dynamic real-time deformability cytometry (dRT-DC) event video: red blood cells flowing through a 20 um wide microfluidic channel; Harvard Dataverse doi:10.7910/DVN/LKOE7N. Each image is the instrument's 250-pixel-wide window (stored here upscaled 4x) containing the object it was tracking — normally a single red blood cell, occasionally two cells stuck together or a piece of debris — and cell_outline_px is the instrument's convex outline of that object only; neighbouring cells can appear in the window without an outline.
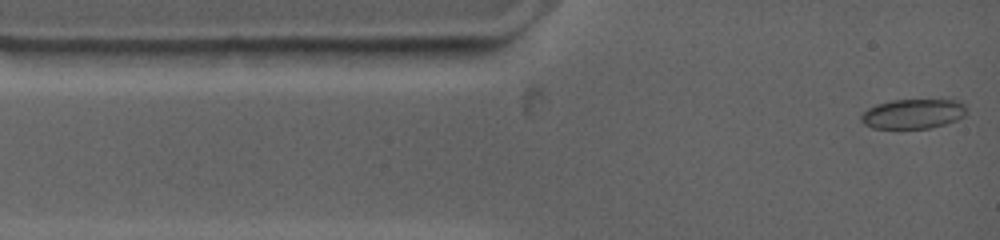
{"species": "common noctule bat (a hibernating species)", "species_latin": "Nyctalus noctula", "temperature_condition": "warm", "stored_images_in_passage": 4, "camera_frame_rate_fps": 4500, "um_per_image_px": 0.085, "animal": {"sex": "female", "body_mass_g": 19.0, "forearm_length_mm": 53.3}, "frame": {"image": 1, "passage_image": 1, "time_ms": 0.0, "image_size_px": [1000, 240], "cell_outline_px": [[968, 112], [964, 116], [956, 120], [944, 124], [928, 128], [872, 128], [864, 124], [860, 120], [860, 112], [876, 104], [892, 100], [960, 100], [964, 104]], "centroid_in_image_um": [77.59, 9.67], "position_along_channel_um": 7.4, "area_um2": 18.38}}
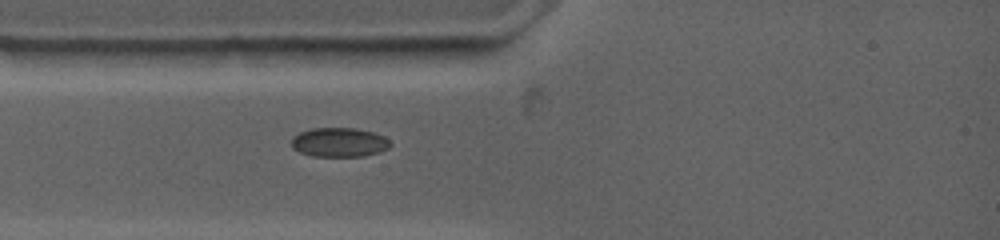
{"frame": {"image": 2, "passage_image": 4, "time_ms": 2.444, "image_size_px": [1000, 240], "cell_outline_px": [[392, 144], [388, 148], [380, 152], [364, 156], [312, 156], [300, 152], [292, 148], [292, 136], [300, 132], [312, 128], [356, 128], [372, 132], [384, 136]], "centroid_in_image_um": [28.83, 12.09], "position_along_channel_um": 56.2, "area_um2": 16.88}}